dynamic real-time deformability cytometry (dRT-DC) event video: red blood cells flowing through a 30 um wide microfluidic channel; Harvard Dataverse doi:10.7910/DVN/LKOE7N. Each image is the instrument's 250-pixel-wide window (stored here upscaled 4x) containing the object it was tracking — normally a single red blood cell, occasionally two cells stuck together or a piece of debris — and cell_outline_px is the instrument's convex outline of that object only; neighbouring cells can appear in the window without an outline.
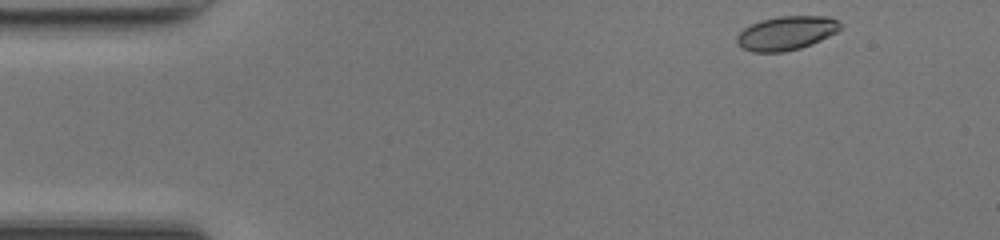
{"species": "common noctule bat (a hibernating species)", "species_latin": "Nyctalus noctula", "temperature_condition": "room temperature", "stored_images_in_passage": 45, "camera_frame_rate_fps": 3000, "um_per_image_px": 0.085, "animal": {"sex": "female", "body_mass_g": 17.0, "forearm_length_mm": 48.0}, "frame": {"image": 1, "passage_image": 1, "time_ms": 0.0, "image_size_px": [1000, 240], "cell_outline_px": [[844, 24], [836, 32], [812, 44], [800, 48], [784, 52], [752, 52], [736, 44], [736, 36], [744, 28], [760, 20], [780, 16], [828, 16]], "centroid_in_image_um": [66.83, 2.81], "position_along_channel_um": 18.2, "area_um2": 20.46}}
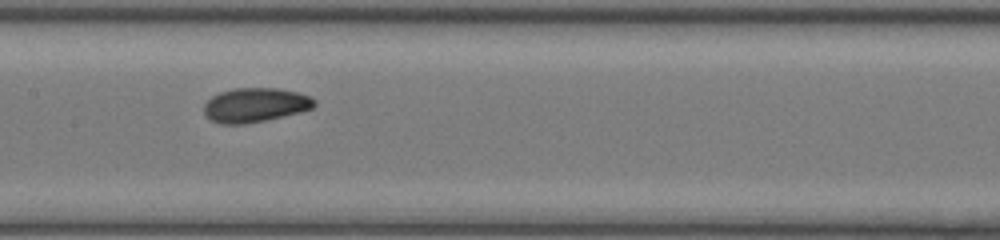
{"frame": {"image": 2, "passage_image": 20, "time_ms": 6.333, "image_size_px": [1000, 240], "cell_outline_px": [[316, 104], [312, 108], [300, 112], [264, 120], [244, 124], [220, 124], [212, 120], [204, 112], [204, 104], [212, 96], [220, 92], [236, 88], [276, 88], [296, 92], [308, 96], [316, 100]], "centroid_in_image_um": [21.68, 8.92], "position_along_channel_um": 185.7, "area_um2": 21.79}}
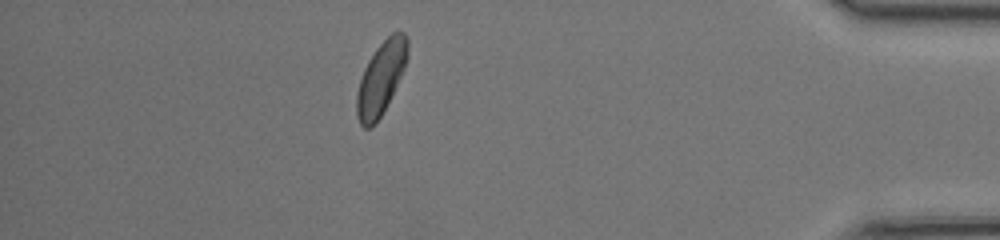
{"frame": {"image": 3, "passage_image": 39, "time_ms": 12.667, "image_size_px": [1000, 240], "cell_outline_px": [[408, 56], [404, 68], [380, 116], [372, 128], [364, 128], [360, 124], [356, 116], [356, 96], [360, 80], [364, 68], [368, 60], [376, 48], [392, 32], [404, 32], [408, 40]], "centroid_in_image_um": [32.36, 6.63], "position_along_channel_um": 402.8, "area_um2": 21.21}, "authors_computed_cell_mechanics": {"area_um2": 21.2126, "velocity_mm_per_s": 4.2034, "shape_relaxation_time_tau1_ms": 2.0249, "shape_relaxation_time_tau2_ms": 2.6464, "deformation_change_tau1": 0.0968, "deformation_change_tau2": 0.0738}}